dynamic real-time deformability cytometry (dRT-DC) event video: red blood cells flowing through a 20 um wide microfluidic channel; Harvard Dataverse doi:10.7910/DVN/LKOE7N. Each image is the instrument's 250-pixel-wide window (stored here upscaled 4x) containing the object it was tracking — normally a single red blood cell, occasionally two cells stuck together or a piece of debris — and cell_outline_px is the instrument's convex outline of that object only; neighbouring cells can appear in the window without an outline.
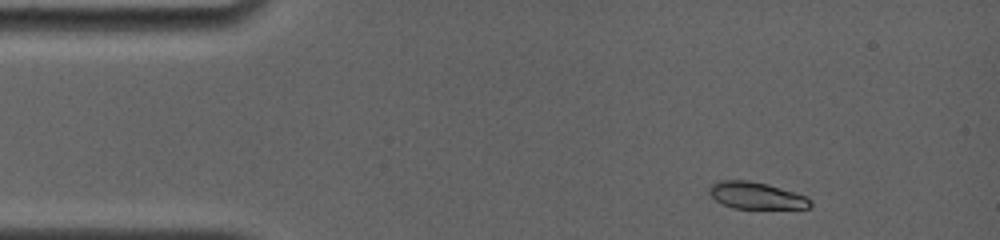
{"species": "common noctule bat (a hibernating species)", "species_latin": "Nyctalus noctula", "temperature_condition": "room temperature", "stored_images_in_passage": 39, "camera_frame_rate_fps": 4000, "um_per_image_px": 0.085, "animal": {"sex": "female", "body_mass_g": 19.0, "forearm_length_mm": 56.7}, "frame": {"image": 1, "passage_image": 1, "time_ms": 0.0, "image_size_px": [1000, 240], "cell_outline_px": [[812, 208], [732, 208], [716, 200], [708, 192], [708, 188], [712, 184], [720, 180], [748, 180], [768, 184], [808, 196], [812, 200]], "centroid_in_image_um": [64.31, 16.61], "position_along_channel_um": 20.7, "area_um2": 15.9}}
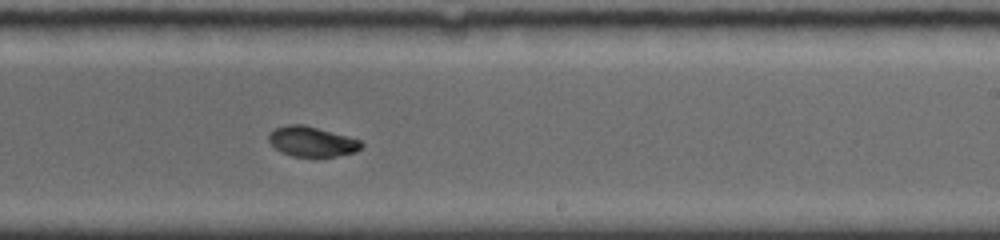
{"frame": {"image": 2, "passage_image": 18, "time_ms": 8.25, "image_size_px": [1000, 240], "cell_outline_px": [[364, 144], [356, 152], [336, 156], [292, 156], [280, 152], [268, 140], [268, 132], [276, 128], [288, 124], [304, 124], [360, 140]], "centroid_in_image_um": [26.48, 12.03], "position_along_channel_um": 262.5, "area_um2": 16.13}}
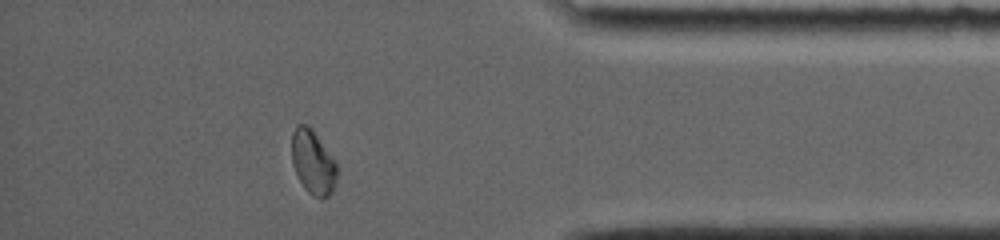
{"frame": {"image": 3, "passage_image": 34, "time_ms": 12.5, "image_size_px": [1000, 240], "cell_outline_px": [[336, 180], [332, 192], [328, 196], [316, 196], [308, 192], [304, 188], [292, 164], [292, 132], [296, 124], [308, 124], [312, 128], [336, 160]], "centroid_in_image_um": [26.6, 13.73], "position_along_channel_um": 408.6, "area_um2": 16.88}}